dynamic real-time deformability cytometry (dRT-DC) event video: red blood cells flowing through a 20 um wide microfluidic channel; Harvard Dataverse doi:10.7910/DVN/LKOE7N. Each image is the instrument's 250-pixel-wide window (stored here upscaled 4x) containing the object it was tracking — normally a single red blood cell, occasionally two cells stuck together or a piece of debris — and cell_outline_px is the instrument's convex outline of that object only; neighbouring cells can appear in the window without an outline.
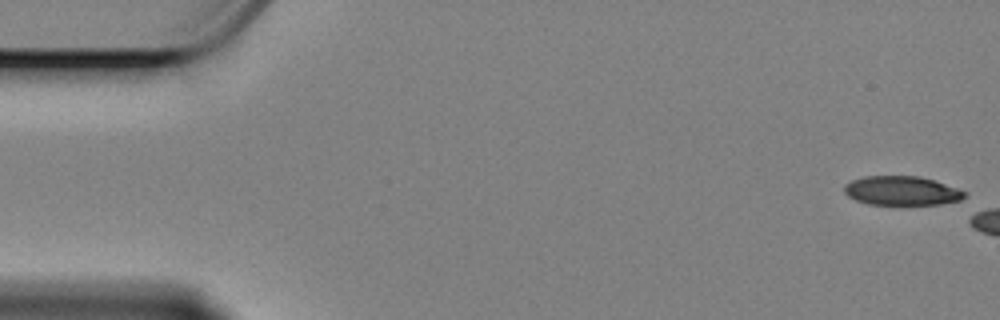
{"species": "Egyptian fruit bat (a non-hibernating species)", "species_latin": "Rousettus aegyptiacus", "temperature_condition": "cold", "stored_images_in_passage": 7, "camera_frame_rate_fps": 3000, "um_per_image_px": 0.085, "animal": {"sex": "female"}, "frame": {"image": 1, "passage_image": 1, "time_ms": 0.0, "image_size_px": [1000, 320], "cell_outline_px": [[968, 196], [960, 200], [940, 204], [868, 204], [856, 200], [848, 196], [844, 192], [844, 184], [852, 180], [864, 176], [920, 176], [968, 192]], "centroid_in_image_um": [76.64, 16.21], "position_along_channel_um": 8.4, "area_um2": 20.35}}